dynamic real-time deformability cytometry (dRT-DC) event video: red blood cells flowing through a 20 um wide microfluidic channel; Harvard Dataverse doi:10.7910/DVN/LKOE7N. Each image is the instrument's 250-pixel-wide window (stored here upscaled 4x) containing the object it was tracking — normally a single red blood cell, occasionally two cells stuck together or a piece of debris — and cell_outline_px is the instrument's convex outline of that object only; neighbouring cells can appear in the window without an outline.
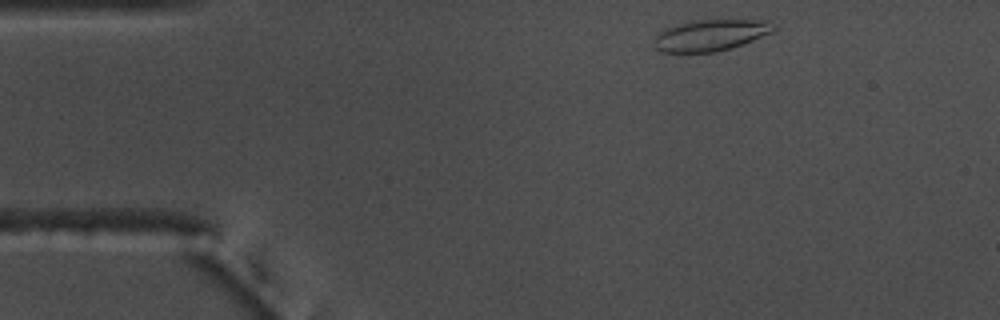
{"species": "common noctule bat (a hibernating species)", "species_latin": "Nyctalus noctula", "temperature_condition": "warm", "stored_images_in_passage": 44, "camera_frame_rate_fps": 3000, "um_per_image_px": 0.085, "animal": {"sex": "male", "body_mass_g": 17.5, "forearm_length_mm": 52.3}, "frame": {"image": 1, "passage_image": 2, "time_ms": 0.333, "image_size_px": [1000, 320], "cell_outline_px": [[776, 28], [772, 32], [752, 40], [716, 52], [660, 52], [652, 44], [652, 40], [660, 32], [668, 28], [680, 24], [700, 20], [768, 20]], "centroid_in_image_um": [60.37, 3.0], "position_along_channel_um": 24.6, "area_um2": 21.39}}
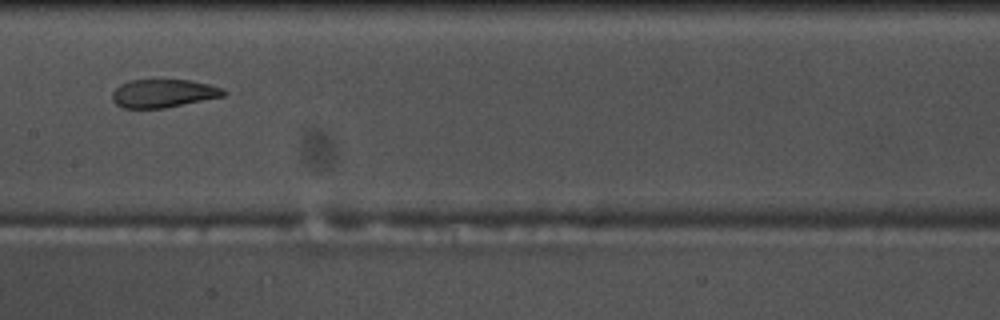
{"frame": {"image": 2, "passage_image": 21, "time_ms": 6.667, "image_size_px": [1000, 320], "cell_outline_px": [[228, 92], [224, 96], [164, 108], [124, 108], [116, 104], [112, 100], [112, 92], [120, 84], [132, 80], [152, 76], [192, 80], [224, 88]], "centroid_in_image_um": [13.88, 7.88], "position_along_channel_um": 193.5, "area_um2": 19.19}}
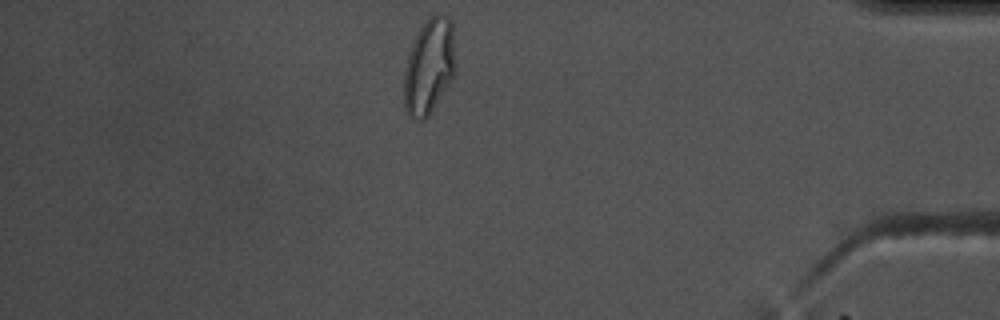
{"frame": {"image": 3, "passage_image": 41, "time_ms": 13.333, "image_size_px": [1000, 320], "cell_outline_px": [[452, 80], [432, 112], [424, 120], [420, 120], [408, 116], [404, 108], [404, 68], [412, 44], [420, 28], [428, 16], [440, 12], [448, 16], [452, 20]], "centroid_in_image_um": [36.43, 5.66], "position_along_channel_um": 398.8, "area_um2": 28.38}, "authors_computed_cell_mechanics": {"area_um2": 20.3167, "velocity_mm_per_s": 3.6816, "shape_relaxation_time_tau1_ms": null, "shape_relaxation_time_tau2_ms": 1.4522, "deformation_change_tau1": null, "deformation_change_tau2": 0.0742}}